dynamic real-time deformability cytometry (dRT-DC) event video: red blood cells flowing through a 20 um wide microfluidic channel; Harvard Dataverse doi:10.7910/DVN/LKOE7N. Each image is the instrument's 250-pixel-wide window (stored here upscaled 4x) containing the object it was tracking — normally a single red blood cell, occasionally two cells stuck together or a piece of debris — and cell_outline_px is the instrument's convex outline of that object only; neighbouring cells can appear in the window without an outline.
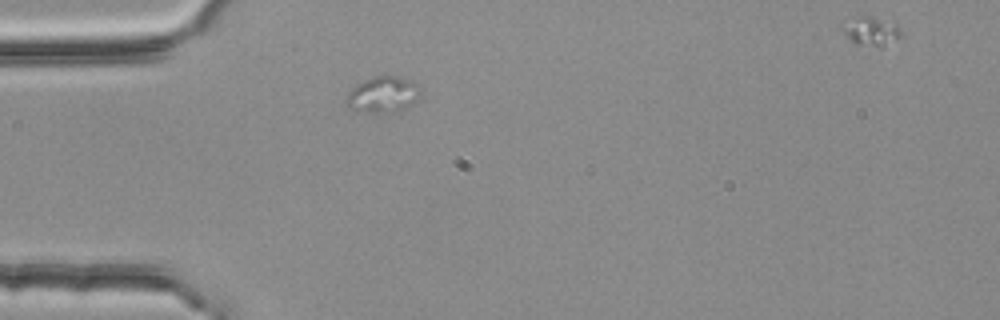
{"species": "common noctule bat (a hibernating species)", "species_latin": "Nyctalus noctula", "temperature_condition": "room temperature", "stored_images_in_passage": 2, "camera_frame_rate_fps": 3000, "um_per_image_px": 0.085, "animal": {"sex": "female", "body_mass_g": 25.1}, "frame": {"image": 1, "passage_image": 1, "time_ms": 0.0, "image_size_px": [1000, 320], "cell_outline_px": [[416, 84], [412, 100], [400, 112], [360, 112], [348, 108], [344, 100], [348, 92], [356, 84], [372, 76], [400, 76], [412, 80]], "centroid_in_image_um": [32.39, 8.03], "position_along_channel_um": 52.6, "area_um2": 15.14}}